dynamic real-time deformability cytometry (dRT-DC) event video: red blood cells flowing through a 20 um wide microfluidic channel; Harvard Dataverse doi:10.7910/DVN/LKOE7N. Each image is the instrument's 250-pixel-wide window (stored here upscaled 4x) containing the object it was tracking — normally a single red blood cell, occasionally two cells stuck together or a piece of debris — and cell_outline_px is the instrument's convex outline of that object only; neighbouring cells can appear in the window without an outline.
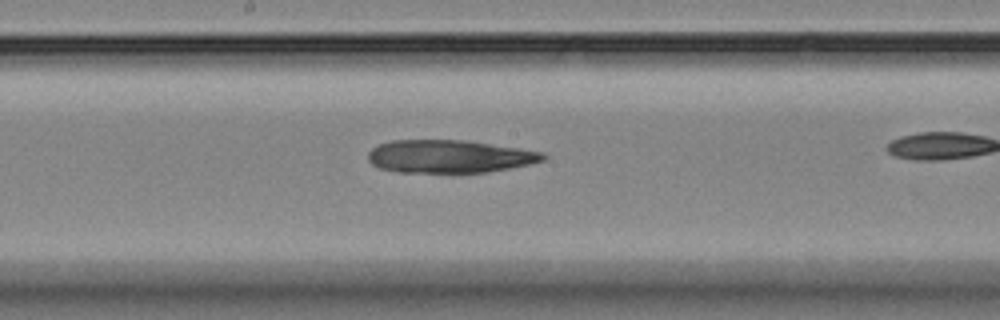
{"species": "Egyptian fruit bat (a non-hibernating species)", "species_latin": "Rousettus aegyptiacus", "temperature_condition": "room temperature", "stored_images_in_passage": 8, "segment_of_instrument_passage": [1, 2], "camera_frame_rate_fps": 3000, "um_per_image_px": 0.085, "animal": {"sex": "female"}, "frame": {"image": 1, "passage_image": 7, "time_ms": 8.333, "image_size_px": [1000, 320], "cell_outline_px": [[548, 156], [544, 160], [528, 164], [488, 172], [400, 172], [380, 168], [372, 164], [368, 160], [368, 152], [372, 148], [380, 144], [392, 140], [464, 140], [520, 148], [544, 152]], "centroid_in_image_um": [38.2, 13.29], "position_along_channel_um": 210.0, "area_um2": 33.41}}